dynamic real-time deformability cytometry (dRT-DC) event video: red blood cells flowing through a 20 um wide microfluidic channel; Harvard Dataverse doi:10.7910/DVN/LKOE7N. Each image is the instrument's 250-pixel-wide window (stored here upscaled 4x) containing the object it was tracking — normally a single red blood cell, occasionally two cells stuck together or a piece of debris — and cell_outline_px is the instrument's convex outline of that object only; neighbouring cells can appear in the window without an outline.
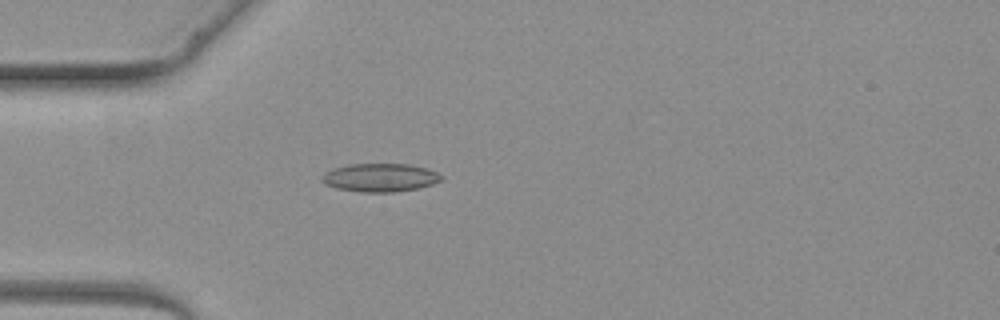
{"species": "common noctule bat (a hibernating species)", "species_latin": "Nyctalus noctula", "temperature_condition": "warm", "stored_images_in_passage": 3, "camera_frame_rate_fps": 3000, "um_per_image_px": 0.085, "animal": {"sex": "female", "body_mass_g": 19.3, "forearm_length_mm": 54.1}, "frame": {"image": 1, "passage_image": 3, "time_ms": 3.333, "image_size_px": [1000, 320], "cell_outline_px": [[444, 180], [432, 184], [416, 188], [396, 192], [360, 192], [336, 188], [324, 184], [320, 180], [320, 176], [324, 172], [332, 168], [348, 164], [408, 164], [424, 168], [436, 172], [444, 176]], "centroid_in_image_um": [32.26, 15.09], "position_along_channel_um": 52.7, "area_um2": 19.88}}